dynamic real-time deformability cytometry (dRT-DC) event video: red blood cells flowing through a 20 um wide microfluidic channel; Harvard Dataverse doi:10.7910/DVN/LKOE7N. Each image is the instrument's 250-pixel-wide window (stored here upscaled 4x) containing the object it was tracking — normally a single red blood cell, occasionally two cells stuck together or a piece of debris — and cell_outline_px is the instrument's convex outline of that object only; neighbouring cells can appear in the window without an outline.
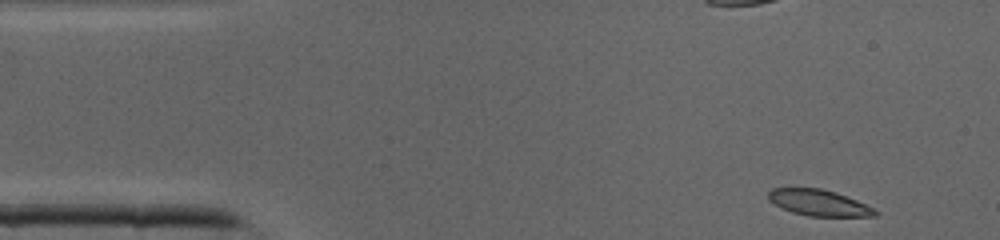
{"species": "common noctule bat (a hibernating species)", "species_latin": "Nyctalus noctula", "temperature_condition": "cold", "stored_images_in_passage": 40, "camera_frame_rate_fps": 3000, "um_per_image_px": 0.085, "animal": {"sex": "male", "body_mass_g": 19.0, "forearm_length_mm": 50.8}, "frame": {"image": 1, "passage_image": 1, "time_ms": 0.0, "image_size_px": [1000, 240], "cell_outline_px": [[880, 212], [876, 216], [808, 216], [792, 212], [780, 208], [768, 200], [768, 192], [772, 188], [820, 188], [836, 192], [856, 200]], "centroid_in_image_um": [69.56, 17.23], "position_along_channel_um": 15.4, "area_um2": 16.24}}
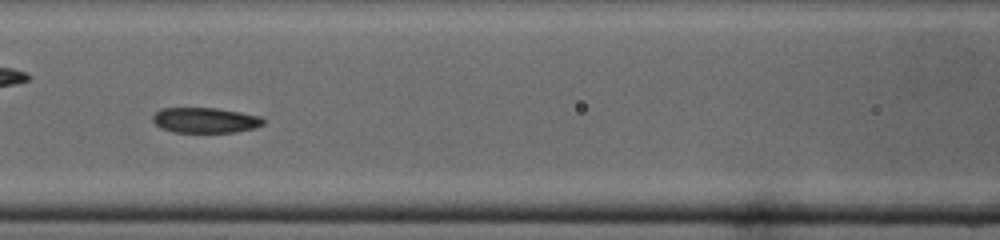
{"frame": {"image": 2, "passage_image": 15, "time_ms": 4.667, "image_size_px": [1000, 240], "cell_outline_px": [[264, 124], [256, 128], [236, 132], [172, 132], [160, 128], [152, 120], [152, 116], [160, 108], [216, 108], [240, 112], [260, 116], [264, 120]], "centroid_in_image_um": [17.44, 10.22], "position_along_channel_um": 149.2, "area_um2": 16.42}}
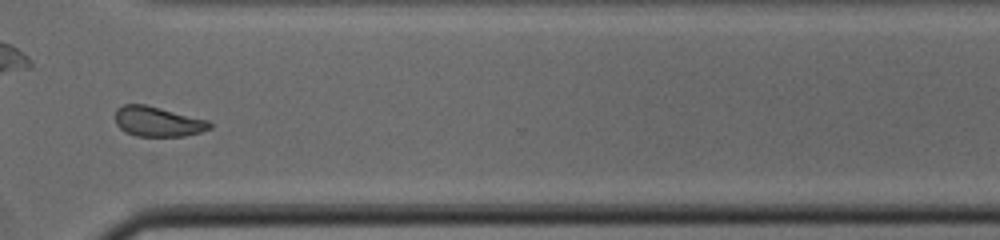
{"frame": {"image": 3, "passage_image": 28, "time_ms": 9.0, "image_size_px": [1000, 240], "cell_outline_px": [[212, 128], [200, 132], [184, 136], [136, 136], [124, 132], [116, 124], [116, 108], [124, 104], [144, 104], [208, 120], [212, 124]], "centroid_in_image_um": [13.4, 10.34], "position_along_channel_um": 357.2, "area_um2": 16.47}}